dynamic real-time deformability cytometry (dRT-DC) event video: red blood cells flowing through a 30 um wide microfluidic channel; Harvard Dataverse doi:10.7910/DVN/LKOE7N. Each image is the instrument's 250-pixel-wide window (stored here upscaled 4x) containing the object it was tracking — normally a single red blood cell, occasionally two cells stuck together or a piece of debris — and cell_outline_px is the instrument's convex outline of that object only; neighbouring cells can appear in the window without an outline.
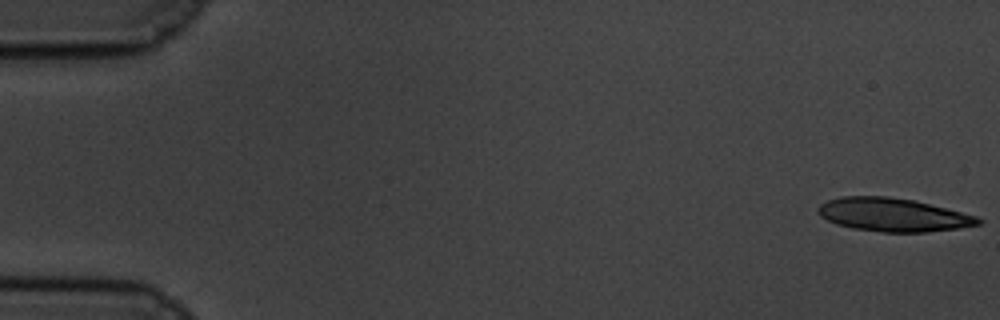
{"species": "common noctule bat (a hibernating species)", "species_latin": "Nyctalus noctula", "temperature_condition": "cold", "stored_images_in_passage": 58, "segment_of_instrument_passage": [1, 2], "camera_frame_rate_fps": 3000, "um_per_image_px": 0.085, "animal": {"sex": "male", "body_mass_g": 19.5, "forearm_length_mm": 54.6}, "frame": {"image": 1, "passage_image": 1, "time_ms": 0.0, "image_size_px": [1000, 320], "cell_outline_px": [[984, 220], [980, 224], [956, 228], [928, 232], [884, 232], [852, 228], [836, 224], [820, 216], [816, 212], [816, 208], [820, 204], [828, 200], [840, 196], [888, 196], [916, 200], [976, 216]], "centroid_in_image_um": [75.87, 18.24], "position_along_channel_um": 9.1, "area_um2": 31.21}}